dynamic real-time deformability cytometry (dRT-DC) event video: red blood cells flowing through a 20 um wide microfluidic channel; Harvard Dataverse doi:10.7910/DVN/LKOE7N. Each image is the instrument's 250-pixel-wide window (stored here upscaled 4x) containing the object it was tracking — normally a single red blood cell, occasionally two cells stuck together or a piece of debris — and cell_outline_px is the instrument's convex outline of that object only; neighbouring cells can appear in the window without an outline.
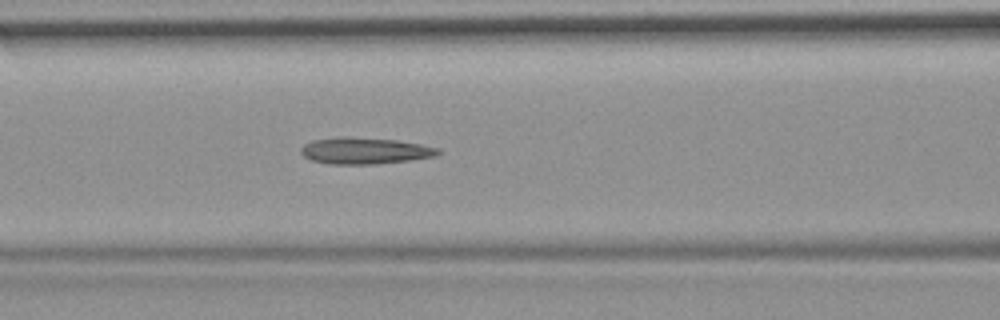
{"species": "common noctule bat (a hibernating species)", "species_latin": "Nyctalus noctula", "temperature_condition": "room temperature", "stored_images_in_passage": 43, "camera_frame_rate_fps": 3000, "um_per_image_px": 0.085, "animal": {"sex": "female", "body_mass_g": 19.9}, "frame": {"image": 1, "passage_image": 19, "time_ms": 6.0, "image_size_px": [1000, 320], "cell_outline_px": [[440, 152], [436, 156], [408, 160], [376, 164], [332, 164], [312, 160], [304, 156], [300, 152], [300, 148], [304, 144], [312, 140], [340, 136], [344, 136], [396, 140], [420, 144], [440, 148]], "centroid_in_image_um": [30.99, 12.8], "position_along_channel_um": 135.6, "area_um2": 21.15}, "authors_computed_cell_mechanics": {"area_um2": 20.4612, "velocity_mm_per_s": 3.7219, "shape_relaxation_time_tau1_ms": null, "shape_relaxation_time_tau2_ms": 6.3047, "deformation_change_tau1": null, "deformation_change_tau2": 0.1973}}